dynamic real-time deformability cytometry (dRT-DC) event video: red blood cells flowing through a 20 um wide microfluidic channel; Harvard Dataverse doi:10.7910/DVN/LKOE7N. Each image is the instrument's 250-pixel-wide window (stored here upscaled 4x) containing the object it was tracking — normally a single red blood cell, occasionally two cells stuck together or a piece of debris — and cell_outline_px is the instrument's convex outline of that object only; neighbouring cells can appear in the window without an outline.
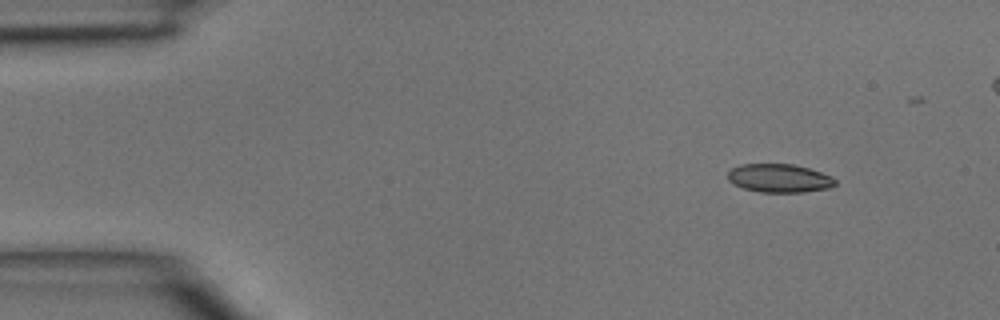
{"species": "common noctule bat (a hibernating species)", "species_latin": "Nyctalus noctula", "temperature_condition": "room temperature", "stored_images_in_passage": 34, "camera_frame_rate_fps": 3000, "um_per_image_px": 0.085, "animal": {"sex": "male", "body_mass_g": 15.6}, "frame": {"image": 1, "passage_image": 1, "time_ms": 0.0, "image_size_px": [1000, 320], "cell_outline_px": [[836, 184], [832, 188], [804, 192], [760, 192], [744, 188], [732, 184], [728, 180], [728, 172], [732, 168], [740, 164], [792, 164], [808, 168], [832, 176], [836, 180]], "centroid_in_image_um": [66.25, 15.15], "position_along_channel_um": 18.8, "area_um2": 17.92}}
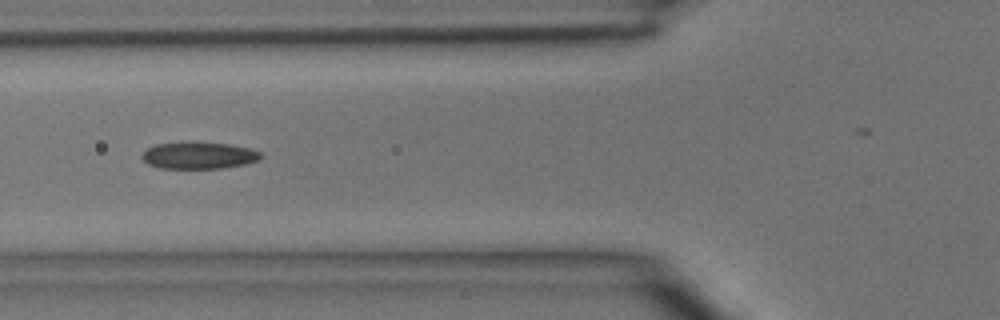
{"frame": {"image": 2, "passage_image": 13, "time_ms": 4.0, "image_size_px": [1000, 320], "cell_outline_px": [[264, 156], [260, 160], [244, 164], [220, 168], [160, 168], [148, 164], [140, 156], [148, 148], [156, 144], [228, 144], [252, 148], [260, 152]], "centroid_in_image_um": [16.95, 13.24], "position_along_channel_um": 108.8, "area_um2": 17.98}}
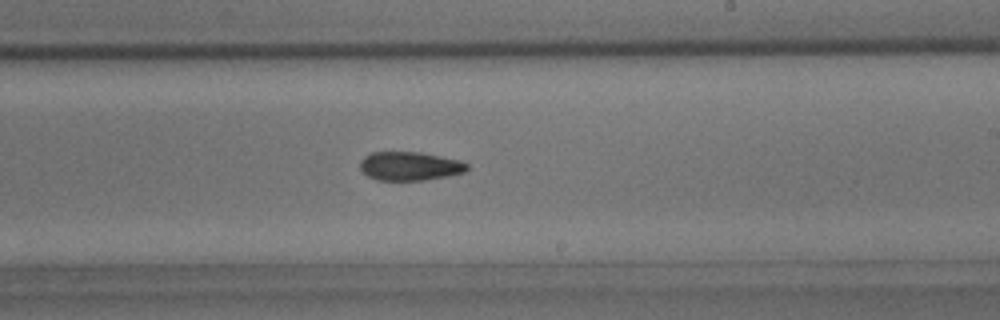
{"frame": {"image": 3, "passage_image": 23, "time_ms": 7.333, "image_size_px": [1000, 320], "cell_outline_px": [[468, 168], [464, 172], [448, 176], [424, 180], [376, 180], [368, 176], [360, 168], [360, 160], [364, 156], [372, 152], [420, 152], [460, 160], [468, 164]], "centroid_in_image_um": [34.82, 14.12], "position_along_channel_um": 254.2, "area_um2": 17.92}}